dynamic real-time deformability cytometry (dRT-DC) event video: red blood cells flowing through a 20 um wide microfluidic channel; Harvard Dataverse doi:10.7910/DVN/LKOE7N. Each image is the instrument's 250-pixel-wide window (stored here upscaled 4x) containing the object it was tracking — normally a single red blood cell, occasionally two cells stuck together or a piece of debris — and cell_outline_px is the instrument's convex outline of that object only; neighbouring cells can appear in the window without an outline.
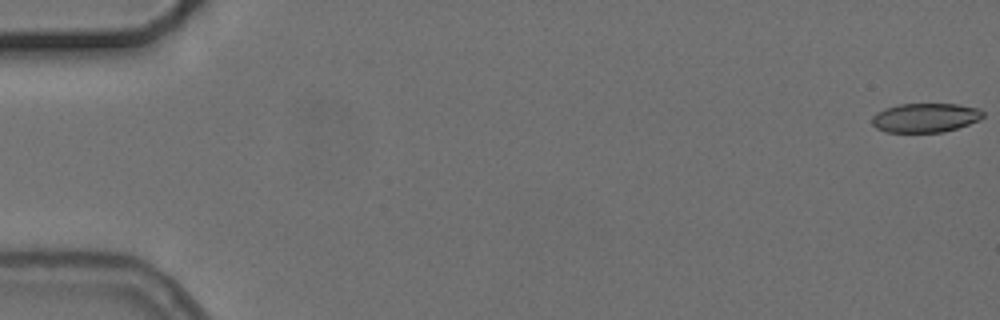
{"species": "common noctule bat (a hibernating species)", "species_latin": "Nyctalus noctula", "temperature_condition": "cold", "stored_images_in_passage": 9, "camera_frame_rate_fps": 3000, "um_per_image_px": 0.085, "animal": {"sex": "female", "body_mass_g": 24.6, "forearm_length_mm": 56.2}, "frame": {"image": 1, "passage_image": 1, "time_ms": 0.0, "image_size_px": [1000, 320], "cell_outline_px": [[984, 116], [980, 120], [944, 132], [884, 132], [876, 128], [872, 124], [872, 116], [876, 112], [884, 108], [900, 104], [956, 104], [980, 108], [984, 112]], "centroid_in_image_um": [78.65, 10.0], "position_along_channel_um": 6.4, "area_um2": 19.02}}
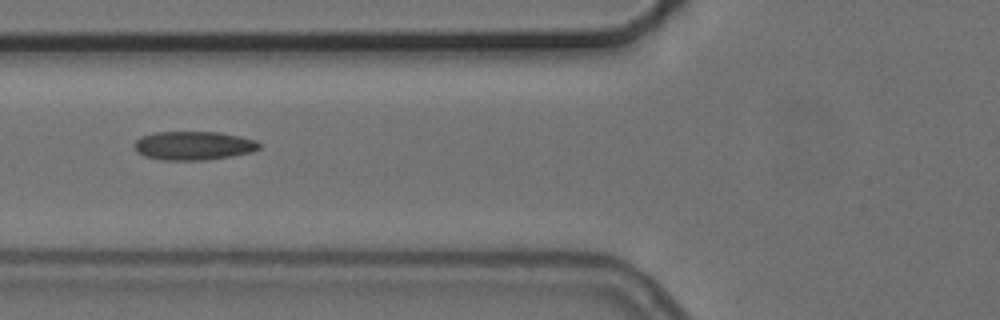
{"frame": {"image": 2, "passage_image": 6, "time_ms": 7.0, "image_size_px": [1000, 320], "cell_outline_px": [[260, 148], [252, 152], [232, 156], [208, 160], [160, 160], [144, 156], [136, 152], [132, 144], [140, 136], [156, 132], [216, 132], [240, 136], [256, 140], [260, 144]], "centroid_in_image_um": [16.42, 12.38], "position_along_channel_um": 109.4, "area_um2": 21.15}}
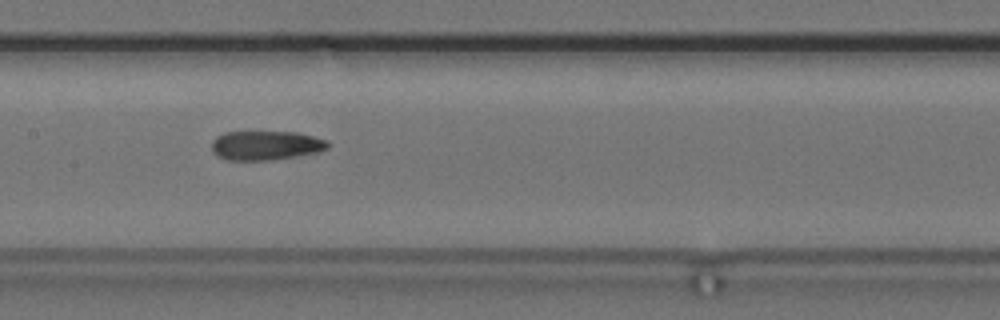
{"frame": {"image": 3, "passage_image": 8, "time_ms": 9.0, "image_size_px": [1000, 320], "cell_outline_px": [[332, 144], [328, 148], [320, 152], [272, 160], [228, 160], [216, 156], [212, 152], [212, 140], [216, 136], [224, 132], [292, 132], [312, 136], [328, 140]], "centroid_in_image_um": [22.6, 12.36], "position_along_channel_um": 184.8, "area_um2": 20.0}}